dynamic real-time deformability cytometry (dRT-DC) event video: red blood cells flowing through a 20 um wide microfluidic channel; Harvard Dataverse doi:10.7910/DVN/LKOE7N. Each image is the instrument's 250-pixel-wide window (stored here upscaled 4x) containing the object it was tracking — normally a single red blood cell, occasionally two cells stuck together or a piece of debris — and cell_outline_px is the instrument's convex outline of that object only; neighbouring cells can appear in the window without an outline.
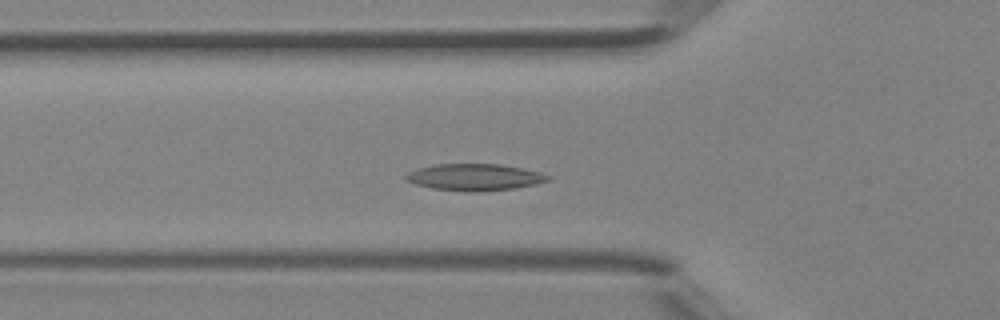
{"species": "Egyptian fruit bat (a non-hibernating species)", "species_latin": "Rousettus aegyptiacus", "temperature_condition": "room temperature", "stored_images_in_passage": 36, "camera_frame_rate_fps": 3000, "um_per_image_px": 0.085, "animal": {"sex": "female"}, "frame": {"image": 1, "passage_image": 9, "time_ms": 2.667, "image_size_px": [1000, 320], "cell_outline_px": [[552, 180], [536, 184], [516, 188], [480, 192], [468, 192], [432, 188], [416, 184], [404, 180], [404, 176], [408, 172], [420, 168], [436, 164], [500, 164], [524, 168], [540, 172], [552, 176]], "centroid_in_image_um": [40.39, 15.06], "position_along_channel_um": 85.4, "area_um2": 22.37}}
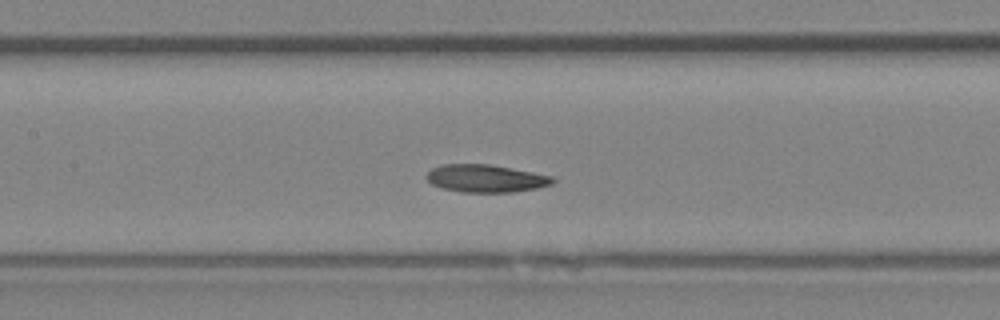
{"frame": {"image": 2, "passage_image": 14, "time_ms": 4.333, "image_size_px": [1000, 320], "cell_outline_px": [[556, 180], [552, 184], [536, 188], [512, 192], [460, 192], [440, 188], [432, 184], [424, 176], [432, 168], [440, 164], [488, 164], [532, 172], [552, 176]], "centroid_in_image_um": [41.25, 15.17], "position_along_channel_um": 166.2, "area_um2": 20.35}}
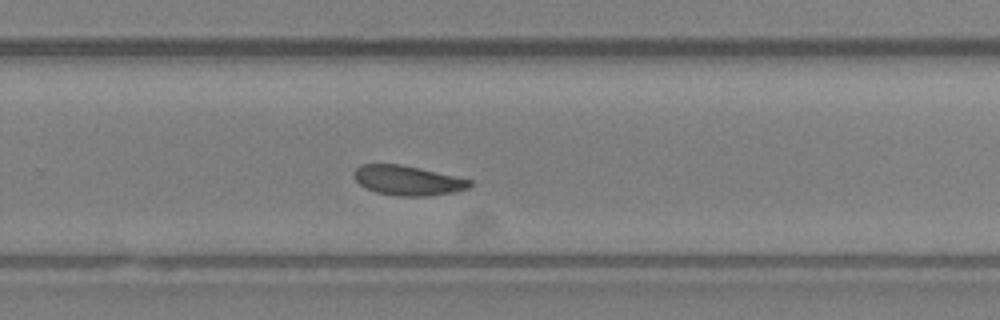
{"frame": {"image": 3, "passage_image": 22, "time_ms": 7.0, "image_size_px": [1000, 320], "cell_outline_px": [[472, 184], [468, 188], [456, 192], [424, 196], [400, 196], [376, 192], [360, 184], [356, 180], [352, 172], [360, 164], [400, 164], [420, 168], [456, 176], [472, 180]], "centroid_in_image_um": [34.66, 15.33], "position_along_channel_um": 295.1, "area_um2": 20.0}}